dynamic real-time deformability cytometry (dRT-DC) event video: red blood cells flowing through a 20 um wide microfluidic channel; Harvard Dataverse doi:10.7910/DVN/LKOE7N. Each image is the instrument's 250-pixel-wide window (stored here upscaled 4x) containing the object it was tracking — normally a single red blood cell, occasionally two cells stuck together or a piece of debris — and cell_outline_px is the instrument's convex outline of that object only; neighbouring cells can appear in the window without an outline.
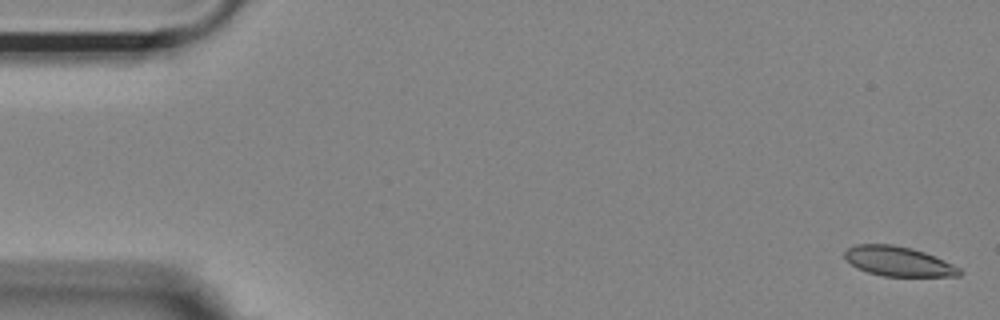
{"species": "Egyptian fruit bat (a non-hibernating species)", "species_latin": "Rousettus aegyptiacus", "temperature_condition": "room temperature", "stored_images_in_passage": 55, "segment_of_instrument_passage": [1, 2], "camera_frame_rate_fps": 3000, "um_per_image_px": 0.085, "animal": {"sex": "female"}, "frame": {"image": 1, "passage_image": 1, "time_ms": 0.0, "image_size_px": [1000, 320], "cell_outline_px": [[964, 272], [960, 276], [884, 276], [868, 272], [856, 268], [844, 256], [844, 252], [848, 248], [856, 244], [892, 244], [912, 248], [924, 252], [952, 264], [960, 268]], "centroid_in_image_um": [76.36, 22.21], "position_along_channel_um": 8.6, "area_um2": 19.77}}
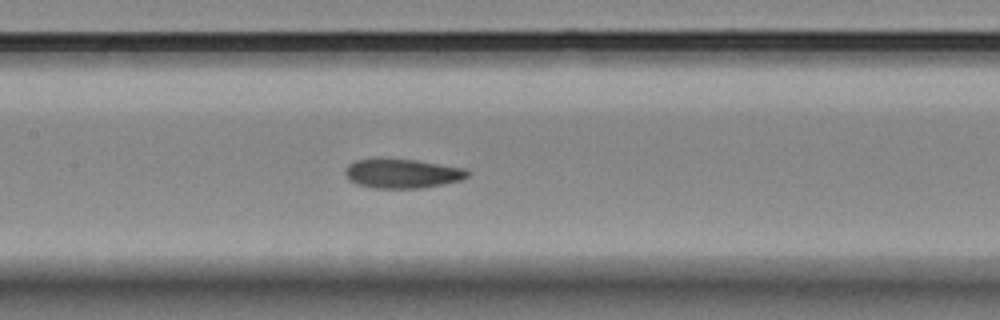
{"frame": {"image": 2, "passage_image": 25, "time_ms": 8.0, "image_size_px": [1000, 320], "cell_outline_px": [[468, 176], [460, 180], [444, 184], [420, 188], [372, 188], [356, 184], [348, 180], [344, 172], [348, 164], [356, 160], [380, 156], [416, 160], [464, 168], [468, 172]], "centroid_in_image_um": [34.11, 14.72], "position_along_channel_um": 173.3, "area_um2": 21.39}}
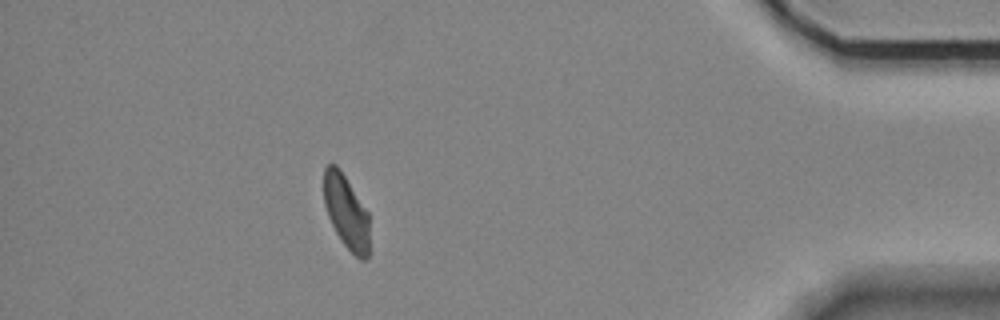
{"frame": {"image": 3, "passage_image": 48, "time_ms": 15.667, "image_size_px": [1000, 320], "cell_outline_px": [[368, 256], [364, 260], [360, 260], [344, 244], [336, 232], [328, 216], [324, 204], [324, 168], [328, 164], [336, 164], [340, 168], [368, 212]], "centroid_in_image_um": [29.42, 17.97], "position_along_channel_um": 405.8, "area_um2": 19.36}}